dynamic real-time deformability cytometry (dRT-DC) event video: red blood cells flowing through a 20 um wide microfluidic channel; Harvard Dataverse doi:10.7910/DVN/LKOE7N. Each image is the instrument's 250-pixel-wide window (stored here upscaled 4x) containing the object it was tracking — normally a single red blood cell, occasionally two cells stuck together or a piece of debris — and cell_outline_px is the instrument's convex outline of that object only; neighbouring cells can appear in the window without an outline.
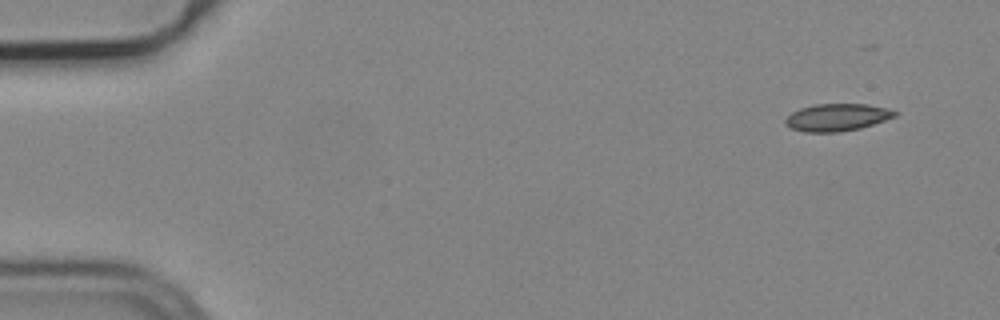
{"species": "common noctule bat (a hibernating species)", "species_latin": "Nyctalus noctula", "temperature_condition": "cold", "stored_images_in_passage": 5, "camera_frame_rate_fps": 3000, "um_per_image_px": 0.085, "animal": {"sex": "male", "body_mass_g": 19.2, "forearm_length_mm": 51.8}, "frame": {"image": 1, "passage_image": 1, "time_ms": 0.0, "image_size_px": [1000, 320], "cell_outline_px": [[900, 112], [896, 116], [860, 128], [840, 132], [804, 132], [792, 128], [784, 124], [784, 120], [792, 112], [800, 108], [816, 104], [868, 104], [888, 108]], "centroid_in_image_um": [71.16, 9.97], "position_along_channel_um": 13.8, "area_um2": 17.46}}